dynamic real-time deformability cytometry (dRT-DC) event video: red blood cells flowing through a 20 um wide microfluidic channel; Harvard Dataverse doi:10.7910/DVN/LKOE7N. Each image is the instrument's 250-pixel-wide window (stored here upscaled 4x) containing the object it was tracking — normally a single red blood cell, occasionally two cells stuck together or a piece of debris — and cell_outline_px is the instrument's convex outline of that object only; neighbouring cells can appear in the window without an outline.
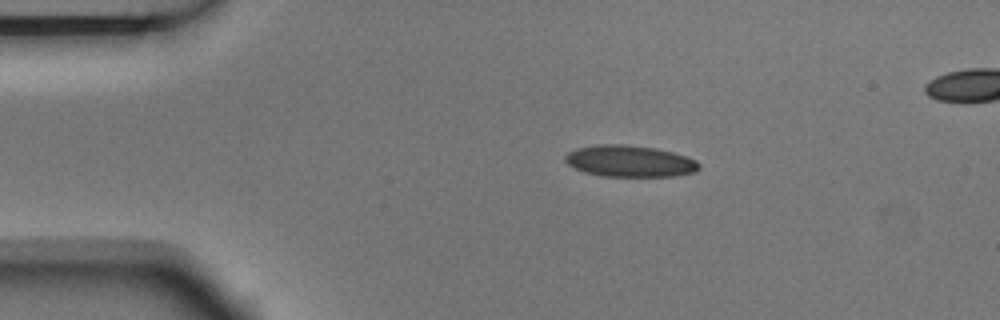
{"species": "Egyptian fruit bat (a non-hibernating species)", "species_latin": "Rousettus aegyptiacus", "temperature_condition": "room temperature", "stored_images_in_passage": 4, "segment_of_instrument_passage": [1, 2], "camera_frame_rate_fps": 3000, "um_per_image_px": 0.085, "animal": {"sex": "male"}, "frame": {"image": 1, "passage_image": 2, "time_ms": 0.333, "image_size_px": [1000, 320], "cell_outline_px": [[700, 168], [696, 172], [672, 176], [604, 176], [584, 172], [568, 164], [564, 160], [564, 156], [568, 152], [576, 148], [600, 144], [620, 144], [656, 148], [672, 152], [696, 160], [700, 164]], "centroid_in_image_um": [53.52, 13.69], "position_along_channel_um": 31.5, "area_um2": 24.51}}